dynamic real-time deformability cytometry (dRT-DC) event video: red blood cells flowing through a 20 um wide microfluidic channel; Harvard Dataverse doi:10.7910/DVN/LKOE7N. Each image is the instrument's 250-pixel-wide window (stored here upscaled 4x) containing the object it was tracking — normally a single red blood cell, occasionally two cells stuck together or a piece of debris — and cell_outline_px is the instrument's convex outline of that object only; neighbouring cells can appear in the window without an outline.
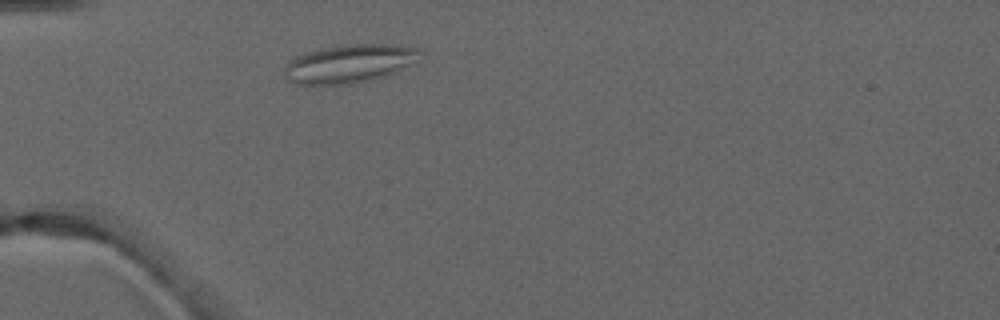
{"species": "common noctule bat (a hibernating species)", "species_latin": "Nyctalus noctula", "temperature_condition": "warm", "stored_images_in_passage": 1, "camera_frame_rate_fps": 3000, "um_per_image_px": 0.085, "animal": {"sex": "male", "forearm_length_mm": 52.5}, "frame": {"image": 1, "passage_image": 1, "time_ms": 0.0, "image_size_px": [1000, 320], "cell_outline_px": [[416, 52], [408, 64], [384, 76], [372, 80], [356, 84], [300, 84], [288, 80], [284, 76], [284, 68], [288, 60], [296, 56], [320, 48], [344, 44], [388, 44], [416, 48]], "centroid_in_image_um": [29.53, 5.42], "position_along_channel_um": 55.5, "area_um2": 29.59}}